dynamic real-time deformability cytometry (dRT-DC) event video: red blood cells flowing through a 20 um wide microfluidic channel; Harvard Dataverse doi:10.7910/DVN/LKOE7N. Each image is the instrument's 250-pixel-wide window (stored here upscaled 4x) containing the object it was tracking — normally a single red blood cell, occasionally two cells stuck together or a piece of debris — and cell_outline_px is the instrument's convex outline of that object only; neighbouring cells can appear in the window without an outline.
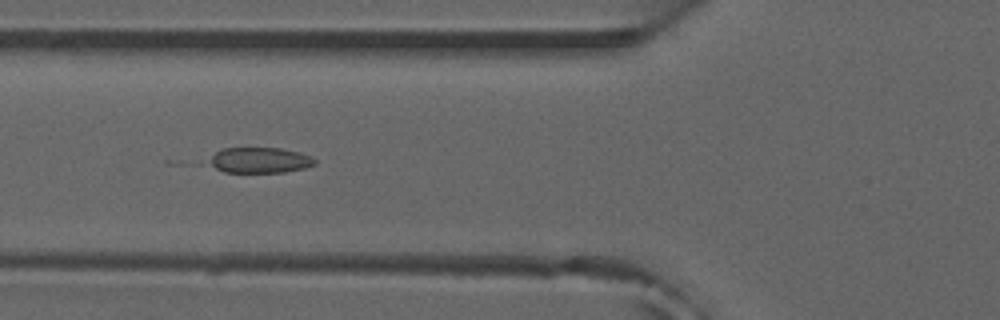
{"species": "common noctule bat (a hibernating species)", "species_latin": "Nyctalus noctula", "temperature_condition": "room temperature", "stored_images_in_passage": 45, "camera_frame_rate_fps": 3000, "um_per_image_px": 0.085, "animal": {"sex": "male", "forearm_length_mm": 52.5}, "frame": {"image": 1, "passage_image": 13, "time_ms": 4.0, "image_size_px": [1000, 320], "cell_outline_px": [[316, 164], [304, 168], [284, 172], [224, 172], [192, 164], [224, 148], [280, 148], [300, 152], [312, 156], [316, 160]], "centroid_in_image_um": [21.81, 13.63], "position_along_channel_um": 104.0, "area_um2": 16.82}}